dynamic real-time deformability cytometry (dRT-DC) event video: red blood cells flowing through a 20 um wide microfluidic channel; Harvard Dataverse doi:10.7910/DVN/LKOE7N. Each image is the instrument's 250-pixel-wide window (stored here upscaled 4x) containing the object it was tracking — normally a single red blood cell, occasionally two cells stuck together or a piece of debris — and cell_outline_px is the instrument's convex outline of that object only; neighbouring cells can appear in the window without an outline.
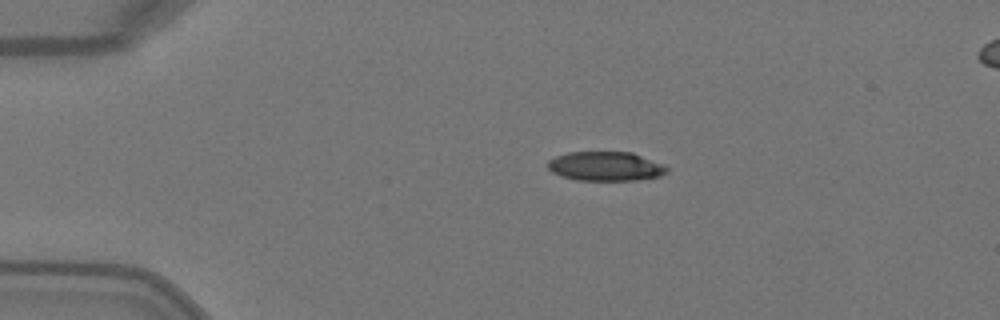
{"species": "Egyptian fruit bat (a non-hibernating species)", "species_latin": "Rousettus aegyptiacus", "temperature_condition": "warm", "stored_images_in_passage": 3, "segment_of_instrument_passage": [1, 2], "camera_frame_rate_fps": 3000, "um_per_image_px": 0.085, "animal": {"sex": "female"}, "frame": {"image": 1, "passage_image": 1, "time_ms": 0.0, "image_size_px": [1000, 320], "cell_outline_px": [[668, 172], [660, 176], [636, 180], [576, 180], [560, 176], [552, 172], [548, 168], [548, 160], [556, 156], [568, 152], [632, 152], [664, 164], [668, 168]], "centroid_in_image_um": [51.48, 14.13], "position_along_channel_um": 33.5, "area_um2": 20.4}}